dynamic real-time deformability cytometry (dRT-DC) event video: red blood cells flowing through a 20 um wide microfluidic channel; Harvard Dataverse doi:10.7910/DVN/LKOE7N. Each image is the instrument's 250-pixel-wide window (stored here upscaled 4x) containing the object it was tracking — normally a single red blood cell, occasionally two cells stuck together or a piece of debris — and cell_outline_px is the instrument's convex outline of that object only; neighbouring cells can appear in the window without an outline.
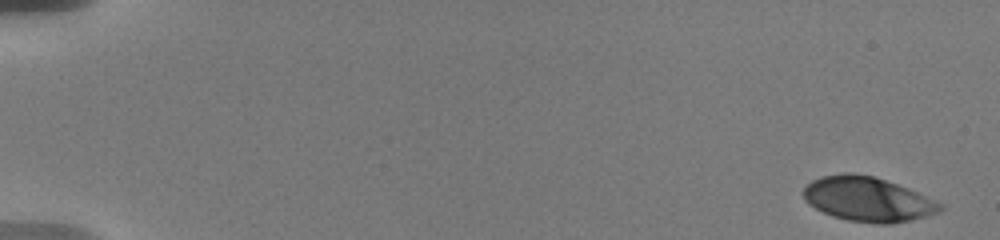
{"species": "human", "species_latin": "Homo sapiens", "temperature_condition": "warm", "stored_images_in_passage": 15, "camera_frame_rate_fps": 3000, "um_per_image_px": 0.085, "donor": {"sex": "male"}, "frame": {"image": 1, "passage_image": 1, "time_ms": 0.0, "image_size_px": [1000, 240], "cell_outline_px": [[944, 208], [940, 212], [908, 220], [888, 224], [880, 224], [848, 220], [832, 216], [808, 204], [804, 200], [804, 188], [812, 180], [820, 176], [844, 172], [852, 172], [876, 176], [908, 188], [944, 204]], "centroid_in_image_um": [73.75, 16.91], "position_along_channel_um": 11.2, "area_um2": 35.55}}
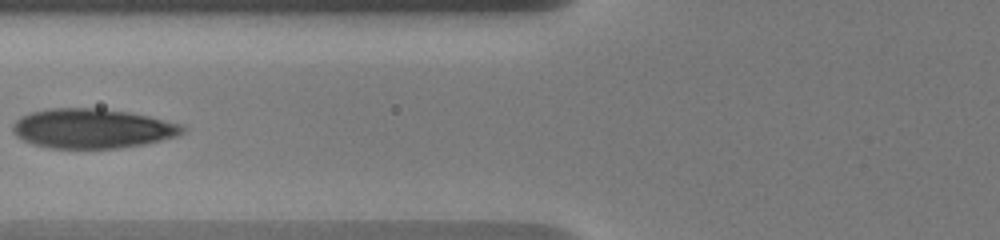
{"frame": {"image": 2, "passage_image": 11, "time_ms": 7.667, "image_size_px": [1000, 240], "cell_outline_px": [[188, 128], [184, 132], [176, 136], [144, 144], [116, 148], [48, 148], [32, 144], [16, 136], [12, 128], [16, 120], [20, 116], [28, 112], [48, 108], [100, 108], [128, 112], [148, 116], [180, 124]], "centroid_in_image_um": [7.81, 10.91], "position_along_channel_um": 118.0, "area_um2": 39.19}}
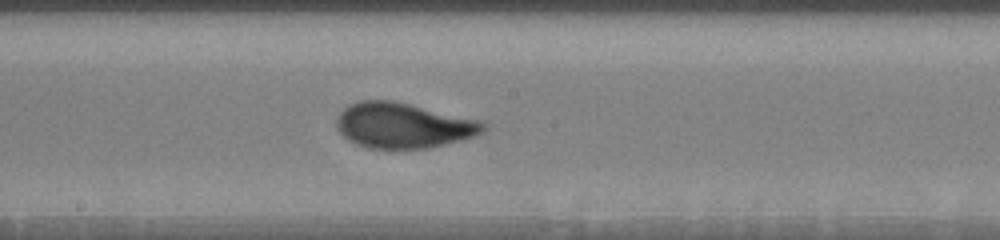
{"frame": {"image": 3, "passage_image": 15, "time_ms": 10.333, "image_size_px": [1000, 240], "cell_outline_px": [[488, 128], [484, 132], [460, 140], [428, 148], [388, 152], [368, 148], [356, 144], [348, 140], [336, 128], [336, 120], [340, 112], [344, 108], [360, 100], [392, 100], [480, 120]], "centroid_in_image_um": [34.24, 10.7], "position_along_channel_um": 214.0, "area_um2": 39.36}}